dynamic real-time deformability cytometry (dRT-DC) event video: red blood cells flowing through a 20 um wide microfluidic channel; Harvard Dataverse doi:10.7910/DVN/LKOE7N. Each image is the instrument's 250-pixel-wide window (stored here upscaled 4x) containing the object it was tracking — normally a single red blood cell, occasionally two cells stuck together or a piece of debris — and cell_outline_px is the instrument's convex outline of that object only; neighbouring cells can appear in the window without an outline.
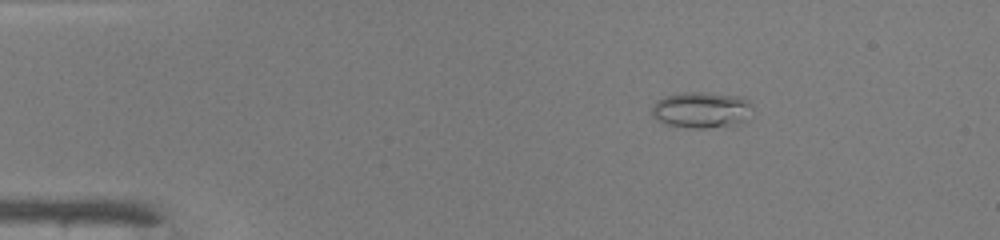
{"species": "common noctule bat (a hibernating species)", "species_latin": "Nyctalus noctula", "temperature_condition": "warm", "stored_images_in_passage": 41, "camera_frame_rate_fps": 3000, "um_per_image_px": 0.085, "animal": {"sex": "male", "body_mass_g": 19.0, "forearm_length_mm": 50.8}, "frame": {"image": 1, "passage_image": 1, "time_ms": 0.0, "image_size_px": [1000, 240], "cell_outline_px": [[752, 104], [740, 120], [728, 124], [704, 128], [692, 128], [664, 124], [656, 120], [652, 116], [652, 108], [656, 100], [668, 96], [684, 92], [704, 92], [736, 96], [748, 100]], "centroid_in_image_um": [59.47, 9.32], "position_along_channel_um": 25.5, "area_um2": 20.35}}
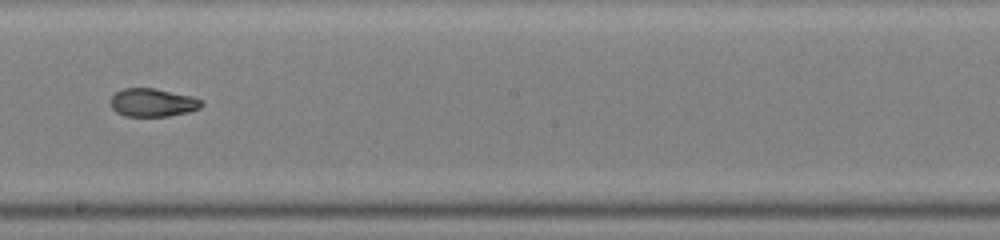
{"frame": {"image": 2, "passage_image": 21, "time_ms": 6.667, "image_size_px": [1000, 240], "cell_outline_px": [[204, 104], [200, 108], [188, 112], [168, 116], [124, 116], [116, 112], [112, 108], [112, 96], [116, 92], [124, 88], [152, 88], [192, 96], [204, 100]], "centroid_in_image_um": [13.01, 8.72], "position_along_channel_um": 235.2, "area_um2": 14.91}}
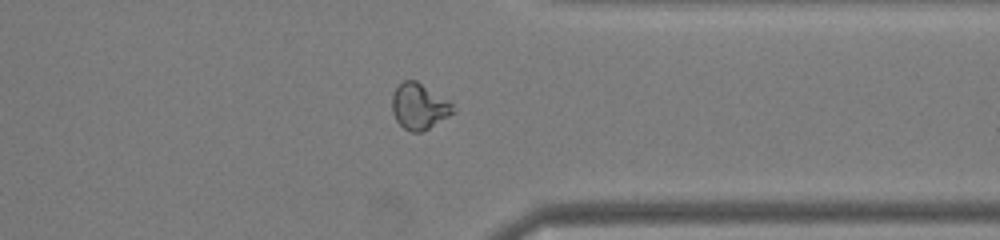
{"frame": {"image": 3, "passage_image": 31, "time_ms": 10.0, "image_size_px": [1000, 240], "cell_outline_px": [[456, 112], [428, 128], [420, 132], [412, 132], [404, 128], [396, 120], [392, 112], [392, 96], [396, 88], [404, 80], [416, 80], [448, 100], [452, 104]], "centroid_in_image_um": [35.62, 9.04], "position_along_channel_um": 375.8, "area_um2": 16.13}, "authors_computed_cell_mechanics": {"area_um2": 16.3574, "velocity_mm_per_s": 4.2872, "shape_relaxation_time_tau1_ms": null, "shape_relaxation_time_tau2_ms": 1.9409, "deformation_change_tau1": null, "deformation_change_tau2": 0.0787}}